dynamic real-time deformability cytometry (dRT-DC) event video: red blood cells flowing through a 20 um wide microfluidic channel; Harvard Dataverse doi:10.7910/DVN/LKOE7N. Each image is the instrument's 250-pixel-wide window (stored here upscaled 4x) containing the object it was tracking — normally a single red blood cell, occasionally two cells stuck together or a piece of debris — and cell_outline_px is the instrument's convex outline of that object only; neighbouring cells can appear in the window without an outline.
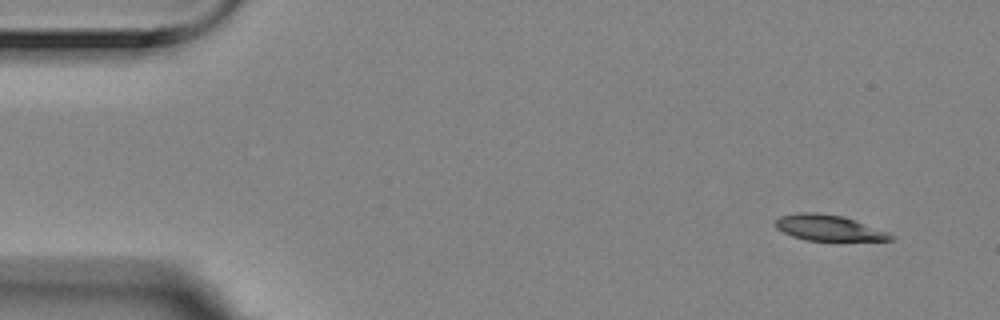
{"species": "Egyptian fruit bat (a non-hibernating species)", "species_latin": "Rousettus aegyptiacus", "temperature_condition": "room temperature", "stored_images_in_passage": 3, "segment_of_instrument_passage": [2, 2], "camera_frame_rate_fps": 3000, "um_per_image_px": 0.085, "animal": {"sex": "female"}, "frame": {"image": 1, "passage_image": 3, "time_ms": 0.667, "image_size_px": [1000, 320], "cell_outline_px": [[896, 236], [892, 240], [808, 240], [792, 236], [776, 228], [776, 220], [780, 216], [800, 212], [816, 212], [844, 216], [888, 232]], "centroid_in_image_um": [70.44, 19.35], "position_along_channel_um": 14.6, "area_um2": 17.11}}